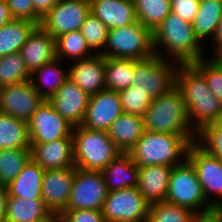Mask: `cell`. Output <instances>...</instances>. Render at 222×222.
Instances as JSON below:
<instances>
[{"label": "cell", "mask_w": 222, "mask_h": 222, "mask_svg": "<svg viewBox=\"0 0 222 222\" xmlns=\"http://www.w3.org/2000/svg\"><path fill=\"white\" fill-rule=\"evenodd\" d=\"M176 87L180 90L192 129L199 133L222 114V103L192 64H179Z\"/></svg>", "instance_id": "6da1fadb"}, {"label": "cell", "mask_w": 222, "mask_h": 222, "mask_svg": "<svg viewBox=\"0 0 222 222\" xmlns=\"http://www.w3.org/2000/svg\"><path fill=\"white\" fill-rule=\"evenodd\" d=\"M152 33L154 53L165 60L168 58L178 64H193L205 58L203 48H201L203 45L195 36L192 23L172 12ZM163 47L167 53L165 55L164 52L162 53Z\"/></svg>", "instance_id": "7a4b0ae2"}, {"label": "cell", "mask_w": 222, "mask_h": 222, "mask_svg": "<svg viewBox=\"0 0 222 222\" xmlns=\"http://www.w3.org/2000/svg\"><path fill=\"white\" fill-rule=\"evenodd\" d=\"M197 135H175L145 130L137 143L127 152L138 166H177L187 159L191 143Z\"/></svg>", "instance_id": "3957f363"}, {"label": "cell", "mask_w": 222, "mask_h": 222, "mask_svg": "<svg viewBox=\"0 0 222 222\" xmlns=\"http://www.w3.org/2000/svg\"><path fill=\"white\" fill-rule=\"evenodd\" d=\"M143 119L145 130L150 132L197 135L190 126L185 102L176 86L153 98Z\"/></svg>", "instance_id": "277c9868"}, {"label": "cell", "mask_w": 222, "mask_h": 222, "mask_svg": "<svg viewBox=\"0 0 222 222\" xmlns=\"http://www.w3.org/2000/svg\"><path fill=\"white\" fill-rule=\"evenodd\" d=\"M74 166L86 171H102L122 152L107 131L73 127Z\"/></svg>", "instance_id": "5b68a950"}, {"label": "cell", "mask_w": 222, "mask_h": 222, "mask_svg": "<svg viewBox=\"0 0 222 222\" xmlns=\"http://www.w3.org/2000/svg\"><path fill=\"white\" fill-rule=\"evenodd\" d=\"M104 57L142 60L153 56V33L138 20L108 31Z\"/></svg>", "instance_id": "8992f818"}, {"label": "cell", "mask_w": 222, "mask_h": 222, "mask_svg": "<svg viewBox=\"0 0 222 222\" xmlns=\"http://www.w3.org/2000/svg\"><path fill=\"white\" fill-rule=\"evenodd\" d=\"M179 64L165 60L159 55L135 60L132 90L145 92L152 99L161 96L176 86Z\"/></svg>", "instance_id": "52a82bcc"}, {"label": "cell", "mask_w": 222, "mask_h": 222, "mask_svg": "<svg viewBox=\"0 0 222 222\" xmlns=\"http://www.w3.org/2000/svg\"><path fill=\"white\" fill-rule=\"evenodd\" d=\"M165 201L195 213L212 209L205 199L196 171L187 159L173 166Z\"/></svg>", "instance_id": "ba28073f"}, {"label": "cell", "mask_w": 222, "mask_h": 222, "mask_svg": "<svg viewBox=\"0 0 222 222\" xmlns=\"http://www.w3.org/2000/svg\"><path fill=\"white\" fill-rule=\"evenodd\" d=\"M187 160L196 171L207 203L212 208H222V159L213 156L195 141L188 148ZM212 194L215 196L213 200Z\"/></svg>", "instance_id": "9c48e42d"}, {"label": "cell", "mask_w": 222, "mask_h": 222, "mask_svg": "<svg viewBox=\"0 0 222 222\" xmlns=\"http://www.w3.org/2000/svg\"><path fill=\"white\" fill-rule=\"evenodd\" d=\"M150 203L137 187L108 191L102 213L105 222H146Z\"/></svg>", "instance_id": "30bf717a"}, {"label": "cell", "mask_w": 222, "mask_h": 222, "mask_svg": "<svg viewBox=\"0 0 222 222\" xmlns=\"http://www.w3.org/2000/svg\"><path fill=\"white\" fill-rule=\"evenodd\" d=\"M107 194L101 171H86L75 167L66 209L102 210Z\"/></svg>", "instance_id": "8fae6325"}, {"label": "cell", "mask_w": 222, "mask_h": 222, "mask_svg": "<svg viewBox=\"0 0 222 222\" xmlns=\"http://www.w3.org/2000/svg\"><path fill=\"white\" fill-rule=\"evenodd\" d=\"M31 144H44L62 138H73L71 125L45 100L27 122Z\"/></svg>", "instance_id": "7c38bea8"}, {"label": "cell", "mask_w": 222, "mask_h": 222, "mask_svg": "<svg viewBox=\"0 0 222 222\" xmlns=\"http://www.w3.org/2000/svg\"><path fill=\"white\" fill-rule=\"evenodd\" d=\"M89 13L87 0H60L42 18L40 26L56 39L64 33L80 30Z\"/></svg>", "instance_id": "4fadbf2b"}, {"label": "cell", "mask_w": 222, "mask_h": 222, "mask_svg": "<svg viewBox=\"0 0 222 222\" xmlns=\"http://www.w3.org/2000/svg\"><path fill=\"white\" fill-rule=\"evenodd\" d=\"M45 99L34 89L30 80L0 88V112L9 114L24 122Z\"/></svg>", "instance_id": "5bb4252c"}, {"label": "cell", "mask_w": 222, "mask_h": 222, "mask_svg": "<svg viewBox=\"0 0 222 222\" xmlns=\"http://www.w3.org/2000/svg\"><path fill=\"white\" fill-rule=\"evenodd\" d=\"M123 113L118 92L105 89L90 96L81 126L91 130L108 131Z\"/></svg>", "instance_id": "9a60e30c"}, {"label": "cell", "mask_w": 222, "mask_h": 222, "mask_svg": "<svg viewBox=\"0 0 222 222\" xmlns=\"http://www.w3.org/2000/svg\"><path fill=\"white\" fill-rule=\"evenodd\" d=\"M75 167L44 171L41 188L42 200L52 214L66 210L73 185Z\"/></svg>", "instance_id": "2e32d148"}, {"label": "cell", "mask_w": 222, "mask_h": 222, "mask_svg": "<svg viewBox=\"0 0 222 222\" xmlns=\"http://www.w3.org/2000/svg\"><path fill=\"white\" fill-rule=\"evenodd\" d=\"M90 96L68 79L48 100L71 125L82 124Z\"/></svg>", "instance_id": "e0dca14e"}, {"label": "cell", "mask_w": 222, "mask_h": 222, "mask_svg": "<svg viewBox=\"0 0 222 222\" xmlns=\"http://www.w3.org/2000/svg\"><path fill=\"white\" fill-rule=\"evenodd\" d=\"M72 62L69 79L81 90L91 96L106 89L105 57L101 53Z\"/></svg>", "instance_id": "ac0fdd59"}, {"label": "cell", "mask_w": 222, "mask_h": 222, "mask_svg": "<svg viewBox=\"0 0 222 222\" xmlns=\"http://www.w3.org/2000/svg\"><path fill=\"white\" fill-rule=\"evenodd\" d=\"M31 159L45 171L74 166L73 138L31 144Z\"/></svg>", "instance_id": "d6986e66"}, {"label": "cell", "mask_w": 222, "mask_h": 222, "mask_svg": "<svg viewBox=\"0 0 222 222\" xmlns=\"http://www.w3.org/2000/svg\"><path fill=\"white\" fill-rule=\"evenodd\" d=\"M20 53L28 71L32 73L56 59V39L39 25L29 35Z\"/></svg>", "instance_id": "ffe728a7"}, {"label": "cell", "mask_w": 222, "mask_h": 222, "mask_svg": "<svg viewBox=\"0 0 222 222\" xmlns=\"http://www.w3.org/2000/svg\"><path fill=\"white\" fill-rule=\"evenodd\" d=\"M90 12L109 30L128 26L137 21L133 0H92Z\"/></svg>", "instance_id": "44dd1931"}, {"label": "cell", "mask_w": 222, "mask_h": 222, "mask_svg": "<svg viewBox=\"0 0 222 222\" xmlns=\"http://www.w3.org/2000/svg\"><path fill=\"white\" fill-rule=\"evenodd\" d=\"M172 166H139L137 189L150 203L165 201Z\"/></svg>", "instance_id": "7402d4cb"}, {"label": "cell", "mask_w": 222, "mask_h": 222, "mask_svg": "<svg viewBox=\"0 0 222 222\" xmlns=\"http://www.w3.org/2000/svg\"><path fill=\"white\" fill-rule=\"evenodd\" d=\"M139 166L128 153L119 154L101 172L108 191L137 187Z\"/></svg>", "instance_id": "603a6c76"}, {"label": "cell", "mask_w": 222, "mask_h": 222, "mask_svg": "<svg viewBox=\"0 0 222 222\" xmlns=\"http://www.w3.org/2000/svg\"><path fill=\"white\" fill-rule=\"evenodd\" d=\"M144 131L143 117L123 113L112 123L107 132L115 146L122 153H127Z\"/></svg>", "instance_id": "cb8c5ba5"}, {"label": "cell", "mask_w": 222, "mask_h": 222, "mask_svg": "<svg viewBox=\"0 0 222 222\" xmlns=\"http://www.w3.org/2000/svg\"><path fill=\"white\" fill-rule=\"evenodd\" d=\"M44 169L30 159L17 177L7 185L8 195L19 198L42 199Z\"/></svg>", "instance_id": "d4e9b609"}, {"label": "cell", "mask_w": 222, "mask_h": 222, "mask_svg": "<svg viewBox=\"0 0 222 222\" xmlns=\"http://www.w3.org/2000/svg\"><path fill=\"white\" fill-rule=\"evenodd\" d=\"M51 215L42 199L8 195L4 222H42Z\"/></svg>", "instance_id": "484cf974"}, {"label": "cell", "mask_w": 222, "mask_h": 222, "mask_svg": "<svg viewBox=\"0 0 222 222\" xmlns=\"http://www.w3.org/2000/svg\"><path fill=\"white\" fill-rule=\"evenodd\" d=\"M60 62L61 60L56 58L51 63L36 69L30 75V81L34 89L45 100H49L69 79L68 69L64 70L60 66Z\"/></svg>", "instance_id": "4316f807"}, {"label": "cell", "mask_w": 222, "mask_h": 222, "mask_svg": "<svg viewBox=\"0 0 222 222\" xmlns=\"http://www.w3.org/2000/svg\"><path fill=\"white\" fill-rule=\"evenodd\" d=\"M221 16L222 0L200 1L199 9L192 22L195 36L200 42L214 37Z\"/></svg>", "instance_id": "83f0119b"}, {"label": "cell", "mask_w": 222, "mask_h": 222, "mask_svg": "<svg viewBox=\"0 0 222 222\" xmlns=\"http://www.w3.org/2000/svg\"><path fill=\"white\" fill-rule=\"evenodd\" d=\"M28 20H18L7 23L0 29V57L20 52L29 35L37 27Z\"/></svg>", "instance_id": "f1b7e54d"}, {"label": "cell", "mask_w": 222, "mask_h": 222, "mask_svg": "<svg viewBox=\"0 0 222 222\" xmlns=\"http://www.w3.org/2000/svg\"><path fill=\"white\" fill-rule=\"evenodd\" d=\"M31 148L27 122L0 112V149Z\"/></svg>", "instance_id": "f546056e"}, {"label": "cell", "mask_w": 222, "mask_h": 222, "mask_svg": "<svg viewBox=\"0 0 222 222\" xmlns=\"http://www.w3.org/2000/svg\"><path fill=\"white\" fill-rule=\"evenodd\" d=\"M134 59L105 57V85L107 90L119 92L132 85Z\"/></svg>", "instance_id": "4dcf8cb0"}, {"label": "cell", "mask_w": 222, "mask_h": 222, "mask_svg": "<svg viewBox=\"0 0 222 222\" xmlns=\"http://www.w3.org/2000/svg\"><path fill=\"white\" fill-rule=\"evenodd\" d=\"M30 159V148L0 149V185H9Z\"/></svg>", "instance_id": "1f68e13d"}, {"label": "cell", "mask_w": 222, "mask_h": 222, "mask_svg": "<svg viewBox=\"0 0 222 222\" xmlns=\"http://www.w3.org/2000/svg\"><path fill=\"white\" fill-rule=\"evenodd\" d=\"M137 20L152 32L171 13L170 0H133Z\"/></svg>", "instance_id": "d6a6232c"}, {"label": "cell", "mask_w": 222, "mask_h": 222, "mask_svg": "<svg viewBox=\"0 0 222 222\" xmlns=\"http://www.w3.org/2000/svg\"><path fill=\"white\" fill-rule=\"evenodd\" d=\"M94 54L80 30L67 32L56 38V58L61 61L66 57L72 61L85 59Z\"/></svg>", "instance_id": "836d02e7"}, {"label": "cell", "mask_w": 222, "mask_h": 222, "mask_svg": "<svg viewBox=\"0 0 222 222\" xmlns=\"http://www.w3.org/2000/svg\"><path fill=\"white\" fill-rule=\"evenodd\" d=\"M30 75L20 52L0 57V88L28 81Z\"/></svg>", "instance_id": "e575fe53"}, {"label": "cell", "mask_w": 222, "mask_h": 222, "mask_svg": "<svg viewBox=\"0 0 222 222\" xmlns=\"http://www.w3.org/2000/svg\"><path fill=\"white\" fill-rule=\"evenodd\" d=\"M195 212L166 201L149 206L146 222H190Z\"/></svg>", "instance_id": "d590c367"}, {"label": "cell", "mask_w": 222, "mask_h": 222, "mask_svg": "<svg viewBox=\"0 0 222 222\" xmlns=\"http://www.w3.org/2000/svg\"><path fill=\"white\" fill-rule=\"evenodd\" d=\"M108 31V27L91 12L88 14L80 28V32L85 38L87 45L92 51L94 50L95 54H100L104 51Z\"/></svg>", "instance_id": "8d00e7d4"}, {"label": "cell", "mask_w": 222, "mask_h": 222, "mask_svg": "<svg viewBox=\"0 0 222 222\" xmlns=\"http://www.w3.org/2000/svg\"><path fill=\"white\" fill-rule=\"evenodd\" d=\"M192 65L205 77L207 86L222 103V59L205 57Z\"/></svg>", "instance_id": "74e56055"}, {"label": "cell", "mask_w": 222, "mask_h": 222, "mask_svg": "<svg viewBox=\"0 0 222 222\" xmlns=\"http://www.w3.org/2000/svg\"><path fill=\"white\" fill-rule=\"evenodd\" d=\"M123 112L143 117L150 106L152 98L140 90H132L131 86L118 92Z\"/></svg>", "instance_id": "f35d334b"}, {"label": "cell", "mask_w": 222, "mask_h": 222, "mask_svg": "<svg viewBox=\"0 0 222 222\" xmlns=\"http://www.w3.org/2000/svg\"><path fill=\"white\" fill-rule=\"evenodd\" d=\"M14 19L28 20L40 25L41 18L36 14L32 0H6Z\"/></svg>", "instance_id": "ab89813d"}, {"label": "cell", "mask_w": 222, "mask_h": 222, "mask_svg": "<svg viewBox=\"0 0 222 222\" xmlns=\"http://www.w3.org/2000/svg\"><path fill=\"white\" fill-rule=\"evenodd\" d=\"M60 215L66 222H105L102 210L66 209Z\"/></svg>", "instance_id": "60d3db41"}, {"label": "cell", "mask_w": 222, "mask_h": 222, "mask_svg": "<svg viewBox=\"0 0 222 222\" xmlns=\"http://www.w3.org/2000/svg\"><path fill=\"white\" fill-rule=\"evenodd\" d=\"M171 12L192 23L199 9L200 0H170Z\"/></svg>", "instance_id": "b9f144b4"}, {"label": "cell", "mask_w": 222, "mask_h": 222, "mask_svg": "<svg viewBox=\"0 0 222 222\" xmlns=\"http://www.w3.org/2000/svg\"><path fill=\"white\" fill-rule=\"evenodd\" d=\"M197 142L210 154L222 159V135H197Z\"/></svg>", "instance_id": "7bdbcfd3"}, {"label": "cell", "mask_w": 222, "mask_h": 222, "mask_svg": "<svg viewBox=\"0 0 222 222\" xmlns=\"http://www.w3.org/2000/svg\"><path fill=\"white\" fill-rule=\"evenodd\" d=\"M190 222H222V208L195 213Z\"/></svg>", "instance_id": "ee69618b"}, {"label": "cell", "mask_w": 222, "mask_h": 222, "mask_svg": "<svg viewBox=\"0 0 222 222\" xmlns=\"http://www.w3.org/2000/svg\"><path fill=\"white\" fill-rule=\"evenodd\" d=\"M36 14L42 19L60 0H32Z\"/></svg>", "instance_id": "f6af8a7d"}, {"label": "cell", "mask_w": 222, "mask_h": 222, "mask_svg": "<svg viewBox=\"0 0 222 222\" xmlns=\"http://www.w3.org/2000/svg\"><path fill=\"white\" fill-rule=\"evenodd\" d=\"M212 39L213 40L211 42H213V44H214L212 46H213V48H215L212 51V55H213L212 57H221L222 56V16L218 22V26H217L215 35Z\"/></svg>", "instance_id": "bcb514c9"}, {"label": "cell", "mask_w": 222, "mask_h": 222, "mask_svg": "<svg viewBox=\"0 0 222 222\" xmlns=\"http://www.w3.org/2000/svg\"><path fill=\"white\" fill-rule=\"evenodd\" d=\"M197 135H222V114L212 124L206 125Z\"/></svg>", "instance_id": "7dc6e473"}, {"label": "cell", "mask_w": 222, "mask_h": 222, "mask_svg": "<svg viewBox=\"0 0 222 222\" xmlns=\"http://www.w3.org/2000/svg\"><path fill=\"white\" fill-rule=\"evenodd\" d=\"M13 20L14 18L6 0H0V29Z\"/></svg>", "instance_id": "c3c4849f"}, {"label": "cell", "mask_w": 222, "mask_h": 222, "mask_svg": "<svg viewBox=\"0 0 222 222\" xmlns=\"http://www.w3.org/2000/svg\"><path fill=\"white\" fill-rule=\"evenodd\" d=\"M8 191L6 186L0 185V222H4L6 216Z\"/></svg>", "instance_id": "681fc988"}, {"label": "cell", "mask_w": 222, "mask_h": 222, "mask_svg": "<svg viewBox=\"0 0 222 222\" xmlns=\"http://www.w3.org/2000/svg\"><path fill=\"white\" fill-rule=\"evenodd\" d=\"M42 222H57V214H52Z\"/></svg>", "instance_id": "f907efd6"}, {"label": "cell", "mask_w": 222, "mask_h": 222, "mask_svg": "<svg viewBox=\"0 0 222 222\" xmlns=\"http://www.w3.org/2000/svg\"><path fill=\"white\" fill-rule=\"evenodd\" d=\"M57 222H66L60 214H57Z\"/></svg>", "instance_id": "816d5d0a"}]
</instances>
